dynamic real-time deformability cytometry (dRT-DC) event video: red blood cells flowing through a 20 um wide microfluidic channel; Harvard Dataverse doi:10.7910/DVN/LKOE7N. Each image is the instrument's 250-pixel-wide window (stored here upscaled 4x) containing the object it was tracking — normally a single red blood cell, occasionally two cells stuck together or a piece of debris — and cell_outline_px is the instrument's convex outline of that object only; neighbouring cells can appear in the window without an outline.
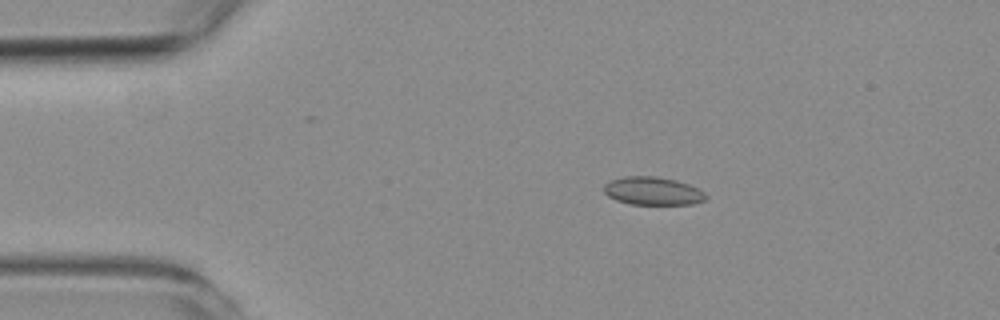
{"species": "common noctule bat (a hibernating species)", "species_latin": "Nyctalus noctula", "temperature_condition": "room temperature", "stored_images_in_passage": 55, "camera_frame_rate_fps": 3000, "um_per_image_px": 0.085, "animal": {"sex": "female", "body_mass_g": 19.3, "forearm_length_mm": 54.1}, "frame": {"image": 1, "passage_image": 10, "time_ms": 3.0, "image_size_px": [1000, 320], "cell_outline_px": [[708, 196], [704, 200], [692, 204], [628, 204], [616, 200], [608, 196], [604, 192], [604, 184], [612, 180], [624, 176], [656, 176], [676, 180], [688, 184], [704, 192]], "centroid_in_image_um": [55.47, 16.23], "position_along_channel_um": 29.5, "area_um2": 16.65}}
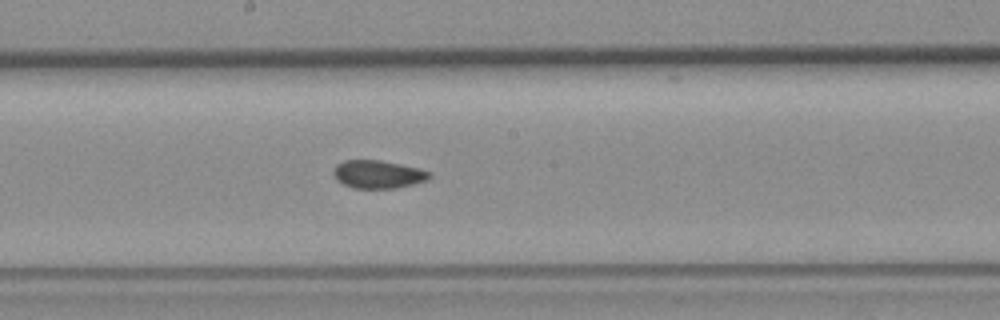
{"frame": {"image": 2, "passage_image": 29, "time_ms": 9.333, "image_size_px": [1000, 320], "cell_outline_px": [[432, 176], [428, 180], [396, 188], [352, 188], [336, 180], [332, 172], [336, 164], [344, 160], [380, 160], [416, 168], [432, 172]], "centroid_in_image_um": [32.11, 14.82], "position_along_channel_um": 216.1, "area_um2": 15.66}}
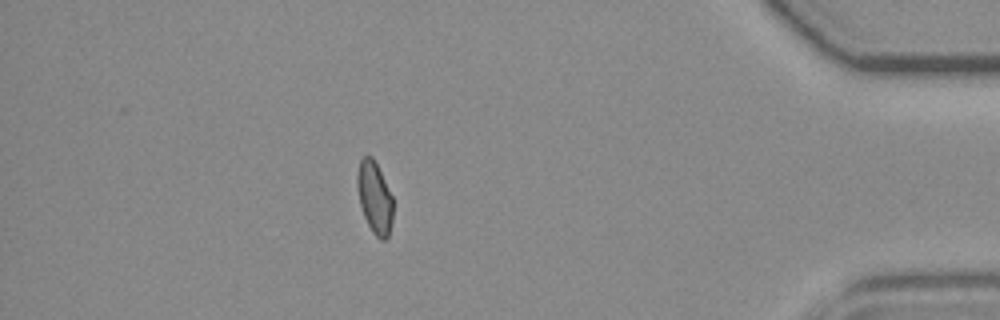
{"frame": {"image": 3, "passage_image": 48, "time_ms": 15.667, "image_size_px": [1000, 320], "cell_outline_px": [[392, 220], [388, 236], [384, 240], [380, 240], [372, 232], [364, 216], [360, 204], [356, 184], [356, 176], [360, 160], [364, 156], [372, 156], [392, 196]], "centroid_in_image_um": [31.82, 16.8], "position_along_channel_um": 403.4, "area_um2": 14.8}, "authors_computed_cell_mechanics": {"area_um2": 15.8372, "velocity_mm_per_s": 3.7409, "shape_relaxation_time_tau1_ms": null, "shape_relaxation_time_tau2_ms": 2.7178, "deformation_change_tau1": null, "deformation_change_tau2": 0.0661}}